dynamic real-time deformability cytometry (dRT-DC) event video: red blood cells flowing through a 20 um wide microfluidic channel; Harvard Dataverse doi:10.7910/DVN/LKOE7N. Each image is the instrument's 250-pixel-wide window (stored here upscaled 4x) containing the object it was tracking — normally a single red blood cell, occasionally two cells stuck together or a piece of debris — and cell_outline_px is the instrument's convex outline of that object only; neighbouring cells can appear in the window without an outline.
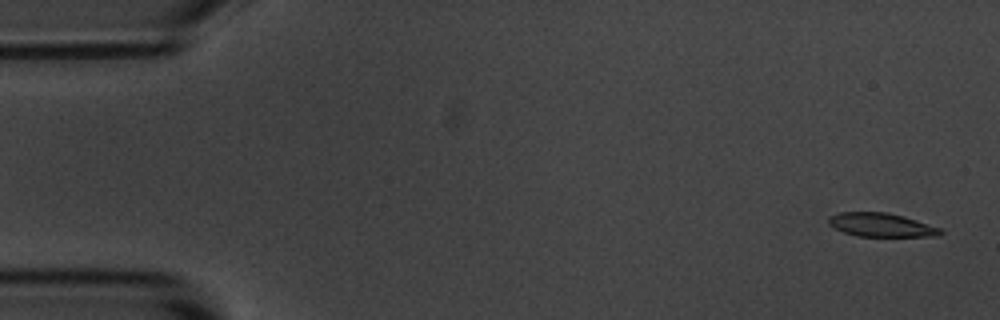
{"species": "common noctule bat (a hibernating species)", "species_latin": "Nyctalus noctula", "temperature_condition": "room temperature", "stored_images_in_passage": 5, "camera_frame_rate_fps": 3000, "um_per_image_px": 0.085, "animal": {"sex": "male", "body_mass_g": 20.1, "forearm_length_mm": 53.5}, "frame": {"image": 1, "passage_image": 1, "time_ms": 0.0, "image_size_px": [1000, 320], "cell_outline_px": [[944, 232], [940, 236], [856, 236], [844, 232], [828, 224], [828, 216], [840, 212], [888, 212], [904, 216], [940, 228]], "centroid_in_image_um": [74.9, 19.11], "position_along_channel_um": 10.1, "area_um2": 15.43}}
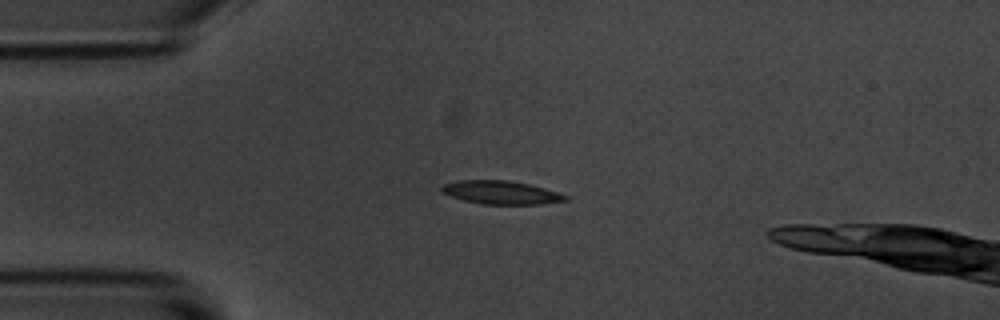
{"frame": {"image": 2, "passage_image": 4, "time_ms": 1.0, "image_size_px": [1000, 320], "cell_outline_px": [[568, 200], [544, 204], [480, 204], [464, 200], [440, 192], [440, 188], [444, 184], [460, 180], [508, 180], [528, 184], [544, 188], [568, 196]], "centroid_in_image_um": [42.58, 16.36], "position_along_channel_um": 42.4, "area_um2": 16.76}}